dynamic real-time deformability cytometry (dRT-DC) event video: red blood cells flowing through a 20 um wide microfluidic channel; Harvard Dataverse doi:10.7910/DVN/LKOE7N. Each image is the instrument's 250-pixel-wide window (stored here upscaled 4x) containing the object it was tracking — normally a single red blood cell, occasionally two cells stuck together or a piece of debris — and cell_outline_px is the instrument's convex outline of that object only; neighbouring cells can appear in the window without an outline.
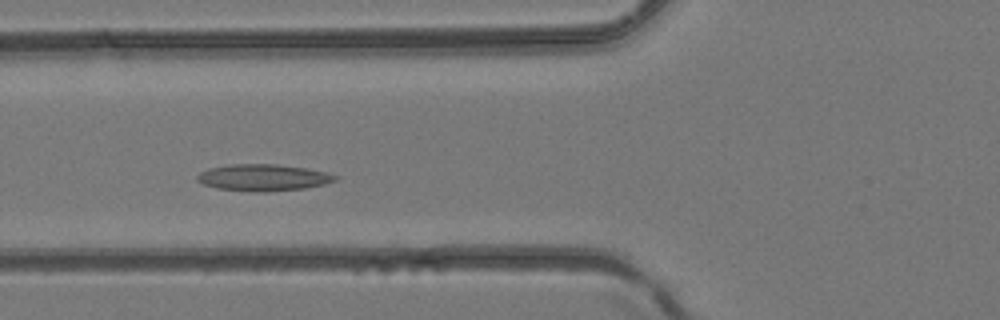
{"species": "common noctule bat (a hibernating species)", "species_latin": "Nyctalus noctula", "temperature_condition": "room temperature", "stored_images_in_passage": 25, "camera_frame_rate_fps": 3000, "um_per_image_px": 0.085, "animal": {"sex": "female", "body_mass_g": 24.6, "forearm_length_mm": 56.2}, "frame": {"image": 1, "passage_image": 7, "time_ms": 2.0, "image_size_px": [1000, 320], "cell_outline_px": [[340, 176], [336, 180], [324, 184], [304, 188], [264, 192], [256, 192], [216, 188], [204, 184], [196, 180], [196, 176], [200, 172], [208, 168], [228, 164], [276, 164], [304, 168], [328, 172]], "centroid_in_image_um": [22.36, 15.09], "position_along_channel_um": 103.4, "area_um2": 21.5}}
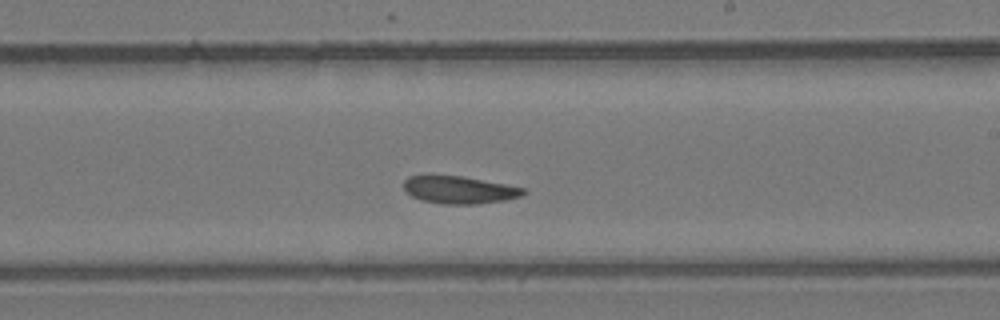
{"frame": {"image": 2, "passage_image": 16, "time_ms": 5.0, "image_size_px": [1000, 320], "cell_outline_px": [[528, 192], [520, 196], [504, 200], [476, 204], [444, 204], [420, 200], [412, 196], [404, 188], [404, 180], [408, 176], [464, 176], [524, 188]], "centroid_in_image_um": [39.04, 16.14], "position_along_channel_um": 250.0, "area_um2": 18.96}}
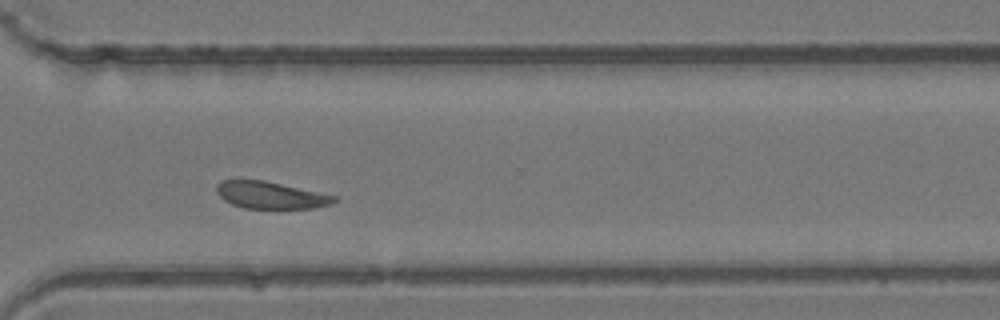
{"frame": {"image": 3, "passage_image": 22, "time_ms": 7.0, "image_size_px": [1000, 320], "cell_outline_px": [[340, 200], [332, 204], [316, 208], [244, 208], [232, 204], [224, 200], [216, 192], [216, 184], [220, 180], [236, 176], [264, 180], [340, 196]], "centroid_in_image_um": [22.98, 16.54], "position_along_channel_um": 347.6, "area_um2": 19.48}}